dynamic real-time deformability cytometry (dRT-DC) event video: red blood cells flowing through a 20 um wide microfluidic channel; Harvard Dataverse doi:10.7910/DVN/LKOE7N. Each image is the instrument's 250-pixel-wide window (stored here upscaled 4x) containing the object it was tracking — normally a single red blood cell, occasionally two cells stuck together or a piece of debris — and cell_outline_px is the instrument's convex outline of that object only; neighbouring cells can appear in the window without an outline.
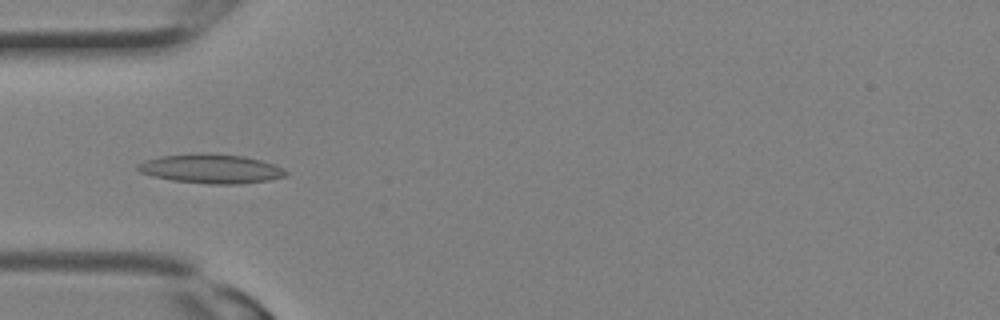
{"species": "Egyptian fruit bat (a non-hibernating species)", "species_latin": "Rousettus aegyptiacus", "temperature_condition": "room temperature", "stored_images_in_passage": 12, "camera_frame_rate_fps": 3000, "um_per_image_px": 0.085, "animal": {"sex": "female"}, "frame": {"image": 1, "passage_image": 9, "time_ms": 2.667, "image_size_px": [1000, 320], "cell_outline_px": [[288, 176], [268, 180], [240, 184], [208, 184], [172, 180], [152, 176], [140, 172], [136, 168], [136, 164], [144, 160], [160, 156], [196, 152], [204, 152], [244, 156], [260, 160], [284, 168], [288, 172]], "centroid_in_image_um": [17.92, 14.33], "position_along_channel_um": 67.1, "area_um2": 25.55}}
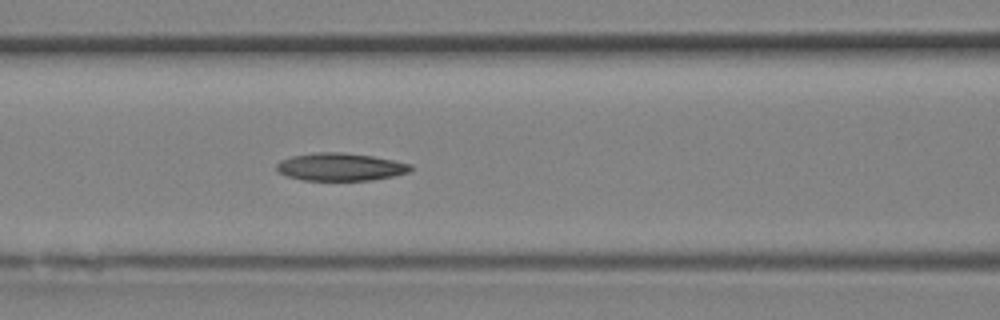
{"frame": {"image": 2, "passage_image": 12, "time_ms": 3.667, "image_size_px": [1000, 320], "cell_outline_px": [[412, 168], [408, 172], [392, 176], [372, 180], [304, 180], [288, 176], [276, 172], [276, 164], [280, 160], [292, 156], [316, 152], [344, 152], [372, 156], [412, 164]], "centroid_in_image_um": [28.9, 14.18], "position_along_channel_um": 137.7, "area_um2": 21.62}}